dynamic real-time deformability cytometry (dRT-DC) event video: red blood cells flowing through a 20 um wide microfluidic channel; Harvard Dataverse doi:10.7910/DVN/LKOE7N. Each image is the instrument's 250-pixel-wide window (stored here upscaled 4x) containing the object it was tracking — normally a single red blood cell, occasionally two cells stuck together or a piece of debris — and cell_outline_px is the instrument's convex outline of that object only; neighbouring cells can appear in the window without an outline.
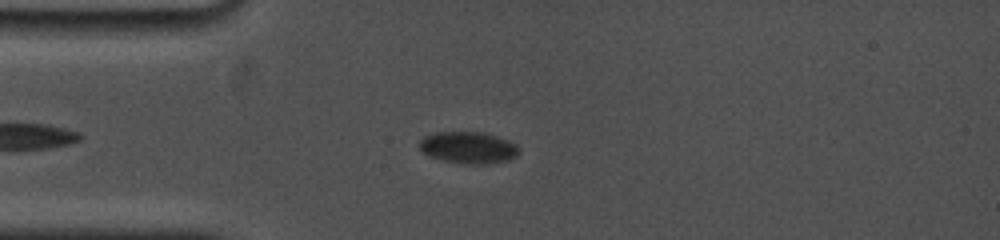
{"species": "common noctule bat (a hibernating species)", "species_latin": "Nyctalus noctula", "temperature_condition": "cold", "stored_images_in_passage": 83, "camera_frame_rate_fps": 5000, "um_per_image_px": 0.085, "animal": {"sex": "female", "body_mass_g": 19.0, "forearm_length_mm": 53.3}, "frame": {"image": 1, "passage_image": 15, "time_ms": 2.2, "image_size_px": [1000, 240], "cell_outline_px": [[520, 152], [516, 156], [508, 160], [488, 164], [468, 164], [444, 160], [428, 156], [420, 148], [420, 140], [424, 136], [436, 132], [484, 132], [508, 140], [516, 144], [520, 148]], "centroid_in_image_um": [39.84, 12.54], "position_along_channel_um": 45.2, "area_um2": 18.44}}
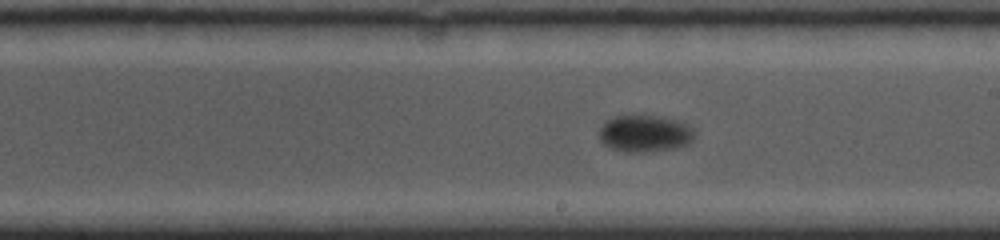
{"frame": {"image": 2, "passage_image": 50, "time_ms": 8.0, "image_size_px": [1000, 240], "cell_outline_px": [[696, 132], [692, 140], [688, 144], [672, 148], [648, 152], [624, 152], [612, 148], [604, 144], [600, 140], [600, 128], [608, 120], [616, 116], [644, 112], [676, 120], [688, 124]], "centroid_in_image_um": [54.82, 11.31], "position_along_channel_um": 234.2, "area_um2": 20.98}}
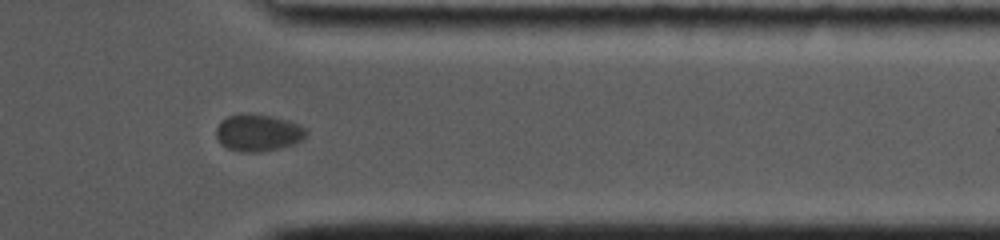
{"frame": {"image": 3, "passage_image": 77, "time_ms": 12.4, "image_size_px": [1000, 240], "cell_outline_px": [[308, 136], [304, 140], [296, 144], [260, 152], [240, 152], [228, 148], [216, 136], [216, 128], [220, 120], [228, 116], [240, 112], [244, 112], [272, 116], [288, 120], [300, 124], [308, 132]], "centroid_in_image_um": [21.97, 11.26], "position_along_channel_um": 389.4, "area_um2": 19.77}, "authors_computed_cell_mechanics": {"area_um2": 19.3052, "velocity_mm_per_s": 3.5081, "shape_relaxation_time_tau1_ms": 2.4687, "shape_relaxation_time_tau2_ms": null, "deformation_change_tau1": 0.0687, "deformation_change_tau2": null}}